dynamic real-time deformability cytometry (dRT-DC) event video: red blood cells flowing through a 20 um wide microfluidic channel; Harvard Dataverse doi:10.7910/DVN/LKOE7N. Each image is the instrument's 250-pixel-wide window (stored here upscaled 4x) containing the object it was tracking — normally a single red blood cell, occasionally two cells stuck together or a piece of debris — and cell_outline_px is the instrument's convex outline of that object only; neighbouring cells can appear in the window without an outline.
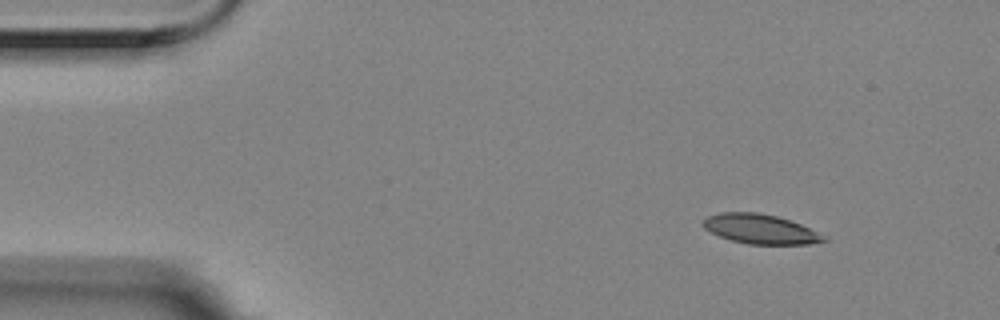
{"species": "Egyptian fruit bat (a non-hibernating species)", "species_latin": "Rousettus aegyptiacus", "temperature_condition": "room temperature", "stored_images_in_passage": 5, "camera_frame_rate_fps": 3000, "um_per_image_px": 0.085, "animal": {"sex": "female"}, "frame": {"image": 1, "passage_image": 1, "time_ms": 0.0, "image_size_px": [1000, 320], "cell_outline_px": [[828, 240], [808, 244], [748, 244], [732, 240], [720, 236], [704, 228], [700, 224], [708, 216], [720, 212], [760, 212], [776, 216], [800, 224], [824, 236]], "centroid_in_image_um": [64.58, 19.46], "position_along_channel_um": 20.4, "area_um2": 20.52}}
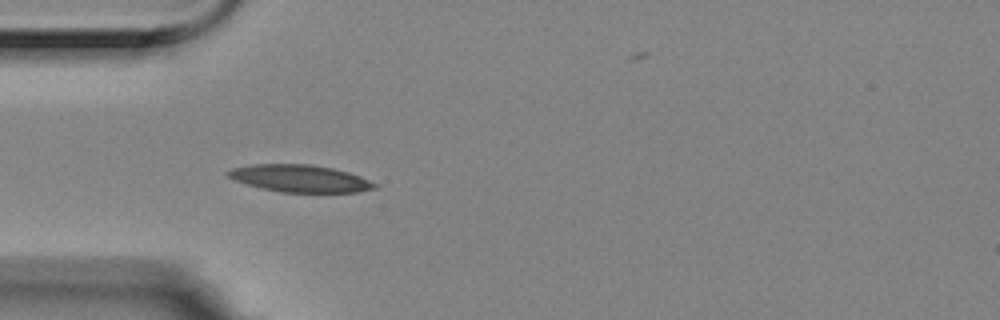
{"frame": {"image": 2, "passage_image": 4, "time_ms": 1.0, "image_size_px": [1000, 320], "cell_outline_px": [[376, 188], [356, 192], [280, 192], [260, 188], [236, 180], [228, 176], [224, 172], [232, 168], [252, 164], [308, 164], [332, 168], [348, 172], [360, 176], [376, 184]], "centroid_in_image_um": [25.46, 15.16], "position_along_channel_um": 59.5, "area_um2": 23.06}}
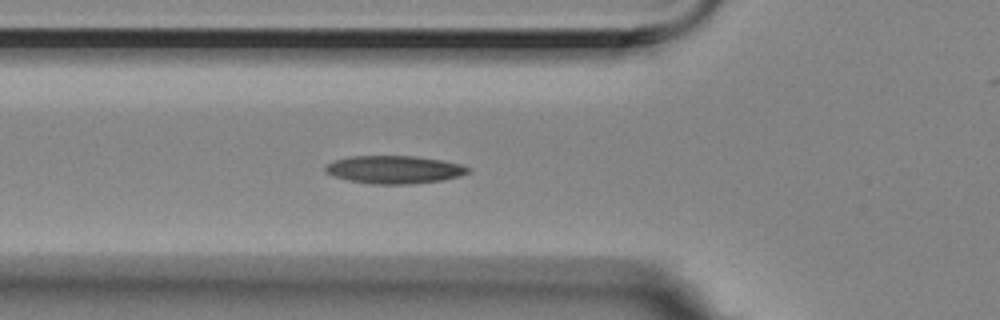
{"frame": {"image": 3, "passage_image": 5, "time_ms": 1.333, "image_size_px": [1000, 320], "cell_outline_px": [[472, 172], [460, 176], [440, 180], [412, 184], [372, 184], [348, 180], [332, 176], [324, 172], [324, 164], [348, 156], [416, 156], [440, 160], [460, 164], [472, 168]], "centroid_in_image_um": [33.49, 14.41], "position_along_channel_um": 92.3, "area_um2": 23.41}}